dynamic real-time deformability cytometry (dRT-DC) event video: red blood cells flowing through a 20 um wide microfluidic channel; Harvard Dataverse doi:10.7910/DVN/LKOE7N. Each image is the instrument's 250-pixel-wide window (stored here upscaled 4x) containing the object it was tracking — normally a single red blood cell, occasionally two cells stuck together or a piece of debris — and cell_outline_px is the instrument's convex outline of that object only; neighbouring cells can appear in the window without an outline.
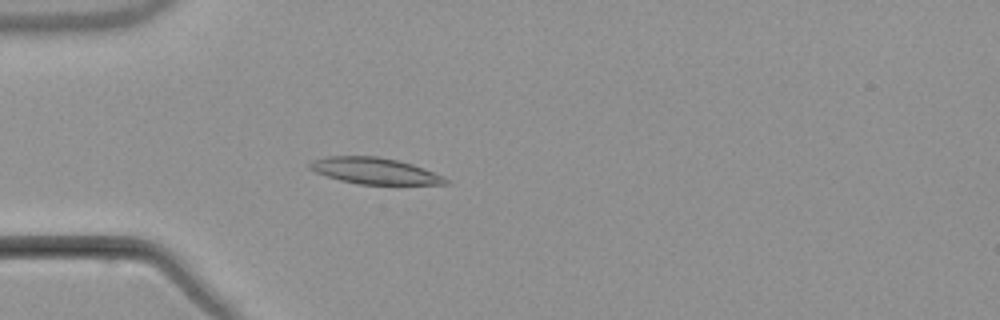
{"species": "common noctule bat (a hibernating species)", "species_latin": "Nyctalus noctula", "temperature_condition": "warm", "stored_images_in_passage": 5, "camera_frame_rate_fps": 3000, "um_per_image_px": 0.085, "animal": {"sex": "male", "body_mass_g": 21.5, "forearm_length_mm": 52.0}, "frame": {"image": 1, "passage_image": 5, "time_ms": 5.0, "image_size_px": [1000, 320], "cell_outline_px": [[452, 184], [356, 184], [340, 180], [316, 172], [308, 168], [308, 164], [312, 160], [324, 156], [380, 156], [412, 164], [424, 168], [444, 176]], "centroid_in_image_um": [31.84, 14.52], "position_along_channel_um": 53.2, "area_um2": 20.87}}